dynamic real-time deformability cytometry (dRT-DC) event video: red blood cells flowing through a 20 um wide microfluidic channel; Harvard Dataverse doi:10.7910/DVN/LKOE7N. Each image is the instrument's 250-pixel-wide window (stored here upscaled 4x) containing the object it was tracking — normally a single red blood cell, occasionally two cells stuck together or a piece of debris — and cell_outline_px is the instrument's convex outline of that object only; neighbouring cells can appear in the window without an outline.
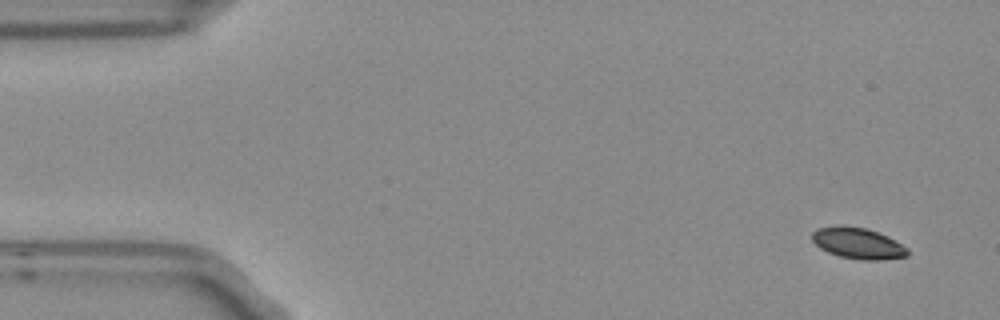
{"species": "Egyptian fruit bat (a non-hibernating species)", "species_latin": "Rousettus aegyptiacus", "temperature_condition": "room temperature", "stored_images_in_passage": 9, "camera_frame_rate_fps": 3000, "um_per_image_px": 0.085, "frame": {"image": 1, "passage_image": 1, "time_ms": 0.0, "image_size_px": [1000, 320], "cell_outline_px": [[908, 256], [876, 260], [860, 260], [840, 256], [828, 252], [820, 248], [812, 240], [812, 232], [816, 228], [864, 228], [888, 236], [908, 248]], "centroid_in_image_um": [72.95, 20.72], "position_along_channel_um": 12.0, "area_um2": 16.65}}
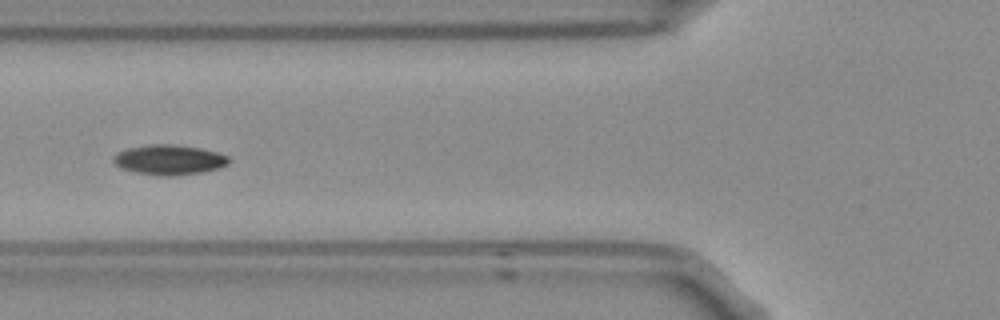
{"frame": {"image": 2, "passage_image": 6, "time_ms": 1.667, "image_size_px": [1000, 320], "cell_outline_px": [[228, 164], [220, 168], [200, 172], [172, 176], [160, 176], [136, 172], [120, 168], [112, 160], [112, 156], [116, 152], [128, 148], [148, 144], [172, 144], [200, 148], [216, 152], [228, 156]], "centroid_in_image_um": [14.33, 13.58], "position_along_channel_um": 111.5, "area_um2": 20.17}}
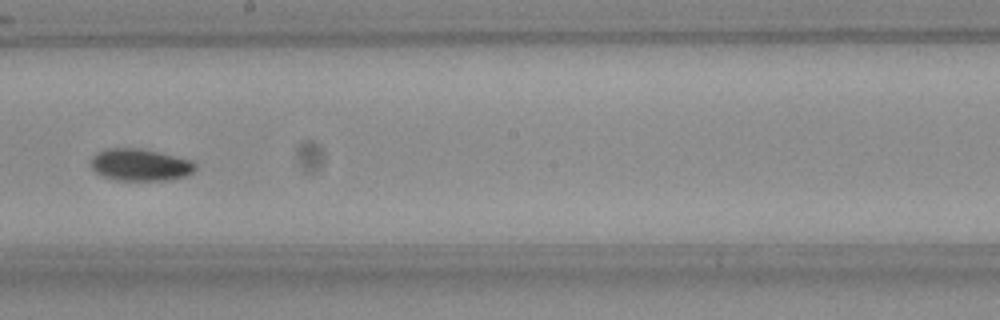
{"frame": {"image": 3, "passage_image": 9, "time_ms": 2.667, "image_size_px": [1000, 320], "cell_outline_px": [[196, 168], [188, 176], [168, 180], [116, 180], [104, 176], [96, 172], [92, 168], [92, 156], [96, 152], [108, 148], [140, 148], [192, 160], [196, 164]], "centroid_in_image_um": [11.93, 14.01], "position_along_channel_um": 236.3, "area_um2": 19.48}}